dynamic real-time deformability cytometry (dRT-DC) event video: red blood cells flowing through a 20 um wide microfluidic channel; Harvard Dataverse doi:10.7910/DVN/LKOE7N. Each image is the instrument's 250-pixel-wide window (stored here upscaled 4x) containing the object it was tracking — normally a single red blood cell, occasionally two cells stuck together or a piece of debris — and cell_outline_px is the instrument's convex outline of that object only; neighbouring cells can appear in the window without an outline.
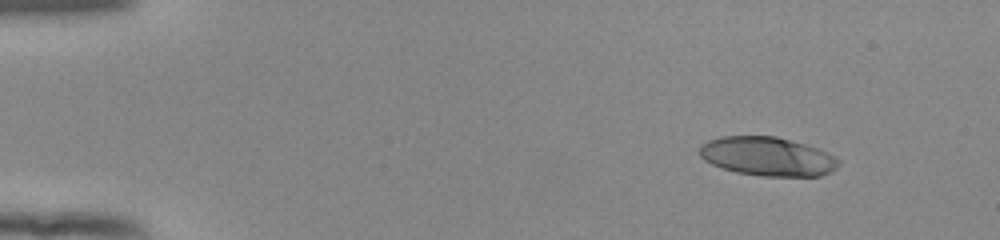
{"species": "human", "species_latin": "Homo sapiens", "temperature_condition": "room temperature", "stored_images_in_passage": 48, "camera_frame_rate_fps": 3000, "um_per_image_px": 0.085, "donor": {"sex": "female"}, "frame": {"image": 1, "passage_image": 1, "time_ms": 0.0, "image_size_px": [1000, 240], "cell_outline_px": [[840, 164], [832, 172], [820, 176], [760, 176], [736, 172], [720, 168], [704, 160], [700, 156], [700, 144], [708, 140], [720, 136], [776, 136], [804, 144], [828, 152], [836, 156], [840, 160]], "centroid_in_image_um": [65.24, 13.3], "position_along_channel_um": 19.8, "area_um2": 31.79}}
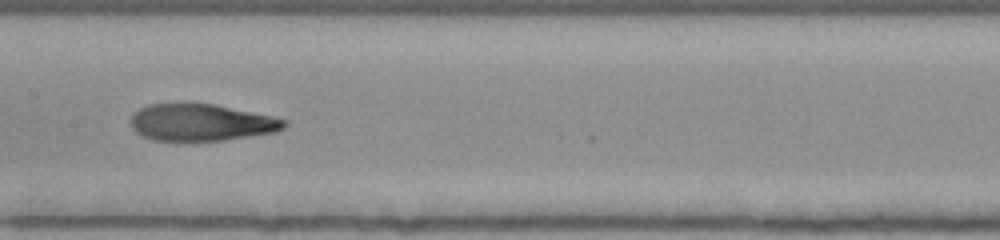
{"frame": {"image": 2, "passage_image": 23, "time_ms": 7.333, "image_size_px": [1000, 240], "cell_outline_px": [[288, 124], [284, 128], [276, 132], [224, 140], [156, 140], [144, 136], [136, 132], [132, 128], [132, 116], [140, 108], [152, 104], [212, 104], [272, 116], [288, 120]], "centroid_in_image_um": [17.16, 10.41], "position_along_channel_um": 190.2, "area_um2": 32.43}}
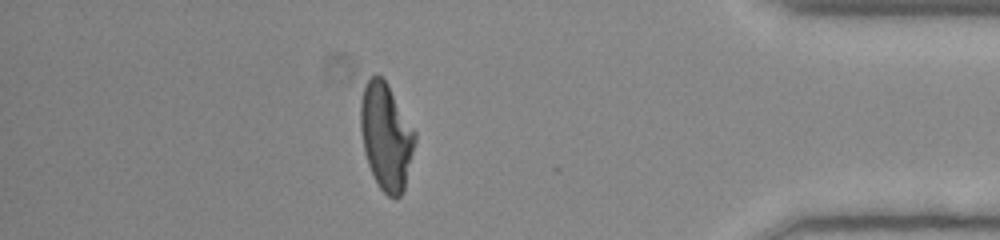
{"frame": {"image": 3, "passage_image": 42, "time_ms": 13.667, "image_size_px": [1000, 240], "cell_outline_px": [[416, 140], [404, 192], [396, 200], [388, 196], [376, 184], [368, 164], [364, 152], [360, 128], [360, 100], [364, 84], [376, 72], [388, 84], [416, 132]], "centroid_in_image_um": [32.82, 11.61], "position_along_channel_um": 402.4, "area_um2": 34.28}, "authors_computed_cell_mechanics": {"area_um2": 33.4951, "velocity_mm_per_s": 3.8883, "shape_relaxation_time_tau1_ms": 6.938, "shape_relaxation_time_tau2_ms": 1.6154, "deformation_change_tau1": 0.269, "deformation_change_tau2": 0.0746}}